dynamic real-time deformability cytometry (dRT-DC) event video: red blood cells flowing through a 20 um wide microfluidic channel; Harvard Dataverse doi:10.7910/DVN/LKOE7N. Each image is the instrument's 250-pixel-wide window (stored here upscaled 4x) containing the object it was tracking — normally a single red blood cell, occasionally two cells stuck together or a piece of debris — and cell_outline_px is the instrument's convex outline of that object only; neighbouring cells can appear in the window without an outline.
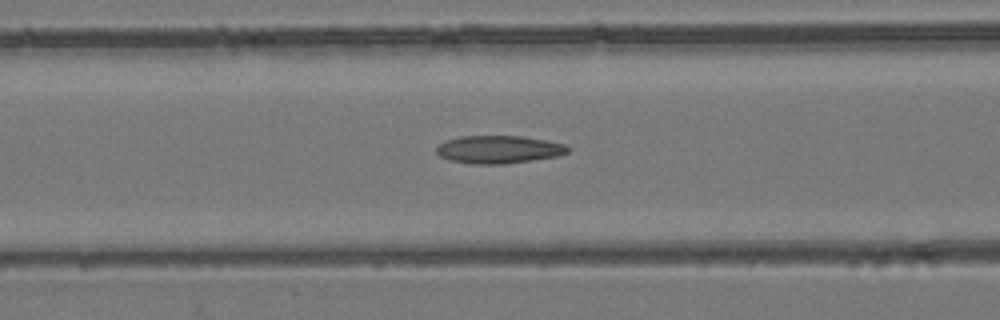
{"species": "common noctule bat (a hibernating species)", "species_latin": "Nyctalus noctula", "temperature_condition": "room temperature", "stored_images_in_passage": 54, "camera_frame_rate_fps": 3000, "um_per_image_px": 0.085, "animal": {"sex": "female", "body_mass_g": 24.6, "forearm_length_mm": 56.2}, "frame": {"image": 1, "passage_image": 23, "time_ms": 7.333, "image_size_px": [1000, 320], "cell_outline_px": [[572, 148], [568, 152], [560, 156], [504, 164], [472, 164], [452, 160], [440, 156], [436, 152], [436, 148], [440, 144], [448, 140], [460, 136], [520, 136], [544, 140], [564, 144]], "centroid_in_image_um": [42.43, 12.71], "position_along_channel_um": 124.2, "area_um2": 21.21}}
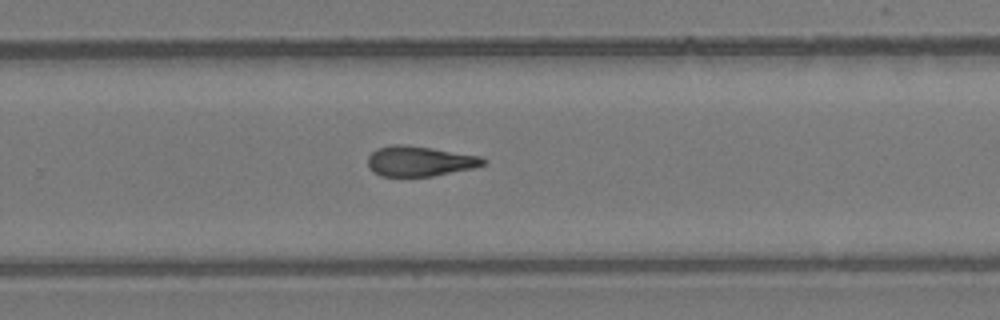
{"frame": {"image": 2, "passage_image": 36, "time_ms": 11.667, "image_size_px": [1000, 320], "cell_outline_px": [[488, 160], [484, 164], [476, 168], [432, 176], [380, 176], [372, 172], [368, 168], [368, 156], [376, 148], [392, 144], [404, 144], [432, 148], [480, 156]], "centroid_in_image_um": [35.66, 13.7], "position_along_channel_um": 294.1, "area_um2": 20.52}}
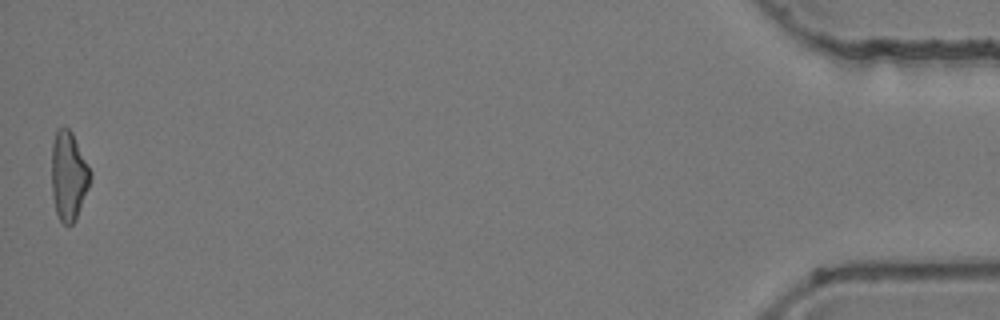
{"frame": {"image": 3, "passage_image": 54, "time_ms": 17.667, "image_size_px": [1000, 320], "cell_outline_px": [[92, 176], [88, 188], [76, 220], [68, 228], [60, 220], [56, 212], [52, 196], [52, 144], [56, 128], [64, 124], [72, 132], [92, 172]], "centroid_in_image_um": [5.83, 14.93], "position_along_channel_um": 429.4, "area_um2": 20.4}, "authors_computed_cell_mechanics": {"area_um2": 20.9525, "velocity_mm_per_s": 3.9282, "shape_relaxation_time_tau1_ms": null, "shape_relaxation_time_tau2_ms": 4.5637, "deformation_change_tau1": null, "deformation_change_tau2": 0.1461}}